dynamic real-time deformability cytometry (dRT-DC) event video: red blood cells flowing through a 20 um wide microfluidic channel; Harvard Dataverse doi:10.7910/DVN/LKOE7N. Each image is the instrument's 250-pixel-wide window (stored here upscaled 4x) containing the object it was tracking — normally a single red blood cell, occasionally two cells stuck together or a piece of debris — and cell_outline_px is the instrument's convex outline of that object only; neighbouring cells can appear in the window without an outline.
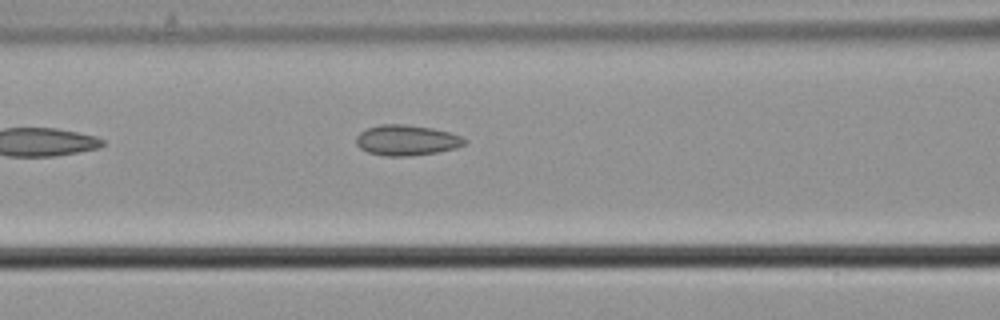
{"species": "common noctule bat (a hibernating species)", "species_latin": "Nyctalus noctula", "temperature_condition": "cold", "stored_images_in_passage": 5, "camera_frame_rate_fps": 3000, "um_per_image_px": 0.085, "animal": {"sex": "male", "body_mass_g": 21.5, "forearm_length_mm": 52.0}, "frame": {"image": 1, "passage_image": 4, "time_ms": 1.0, "image_size_px": [1000, 320], "cell_outline_px": [[468, 140], [464, 144], [456, 148], [436, 152], [412, 156], [384, 156], [368, 152], [360, 148], [356, 144], [356, 136], [360, 132], [368, 128], [380, 124], [404, 124], [432, 128], [448, 132], [460, 136]], "centroid_in_image_um": [34.54, 11.92], "position_along_channel_um": 132.1, "area_um2": 19.25}}